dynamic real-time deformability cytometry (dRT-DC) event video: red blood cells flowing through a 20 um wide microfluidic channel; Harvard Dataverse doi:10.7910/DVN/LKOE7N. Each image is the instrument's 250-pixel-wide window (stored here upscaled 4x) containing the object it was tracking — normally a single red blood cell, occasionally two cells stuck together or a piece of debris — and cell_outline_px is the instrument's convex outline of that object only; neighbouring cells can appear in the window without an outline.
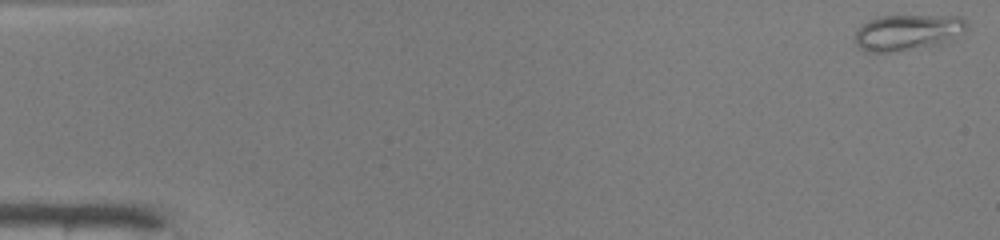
{"species": "common noctule bat (a hibernating species)", "species_latin": "Nyctalus noctula", "temperature_condition": "warm", "stored_images_in_passage": 49, "camera_frame_rate_fps": 3000, "um_per_image_px": 0.085, "animal": {"sex": "male", "body_mass_g": 19.0, "forearm_length_mm": 50.8}, "frame": {"image": 1, "passage_image": 1, "time_ms": 0.0, "image_size_px": [1000, 240], "cell_outline_px": [[968, 28], [964, 32], [952, 40], [888, 52], [864, 52], [856, 44], [856, 32], [868, 20], [880, 16], [960, 16], [968, 24]], "centroid_in_image_um": [77.15, 2.73], "position_along_channel_um": 7.8, "area_um2": 22.83}}
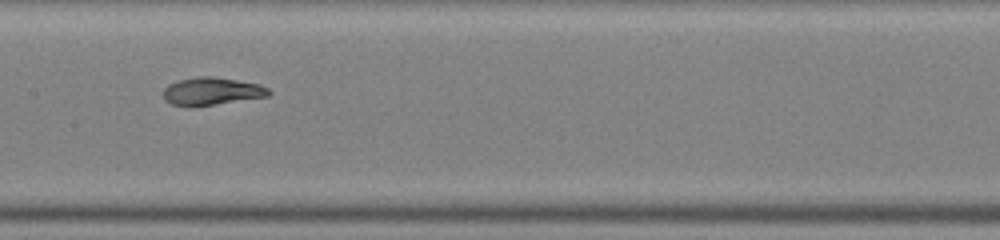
{"frame": {"image": 2, "passage_image": 25, "time_ms": 8.0, "image_size_px": [1000, 240], "cell_outline_px": [[272, 92], [268, 96], [192, 108], [188, 108], [172, 104], [164, 100], [164, 88], [168, 84], [180, 80], [200, 76], [212, 76], [260, 84], [268, 88]], "centroid_in_image_um": [17.98, 7.78], "position_along_channel_um": 189.4, "area_um2": 17.22}}
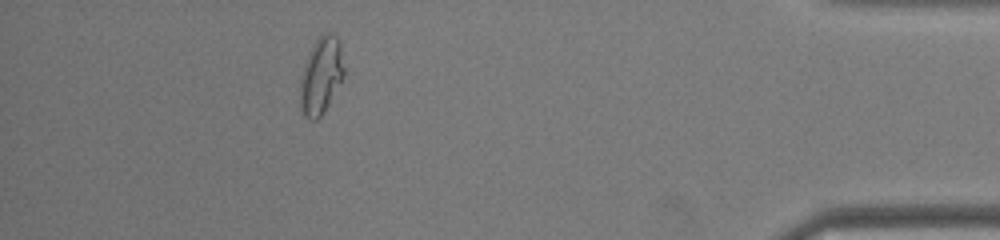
{"frame": {"image": 3, "passage_image": 44, "time_ms": 14.333, "image_size_px": [1000, 240], "cell_outline_px": [[344, 72], [324, 112], [316, 120], [308, 120], [300, 112], [300, 76], [304, 64], [316, 40], [320, 36], [328, 32], [332, 32], [336, 36], [340, 44], [344, 68]], "centroid_in_image_um": [27.25, 6.45], "position_along_channel_um": 407.9, "area_um2": 19.36}, "authors_computed_cell_mechanics": {"area_um2": 18.3226, "velocity_mm_per_s": 4.1963, "shape_relaxation_time_tau1_ms": 4.0045, "shape_relaxation_time_tau2_ms": 1.3859, "deformation_change_tau1": 0.2045, "deformation_change_tau2": 0.0556}}